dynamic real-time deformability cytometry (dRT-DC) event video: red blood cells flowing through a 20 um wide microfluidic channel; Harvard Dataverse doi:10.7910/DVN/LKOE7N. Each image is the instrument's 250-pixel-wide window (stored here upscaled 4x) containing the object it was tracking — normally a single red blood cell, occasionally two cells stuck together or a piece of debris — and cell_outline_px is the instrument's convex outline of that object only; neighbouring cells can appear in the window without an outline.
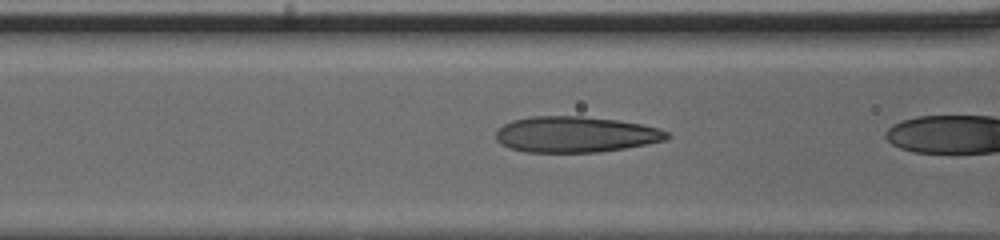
{"species": "human", "species_latin": "Homo sapiens", "temperature_condition": "cold", "stored_images_in_passage": 20, "camera_frame_rate_fps": 3000, "um_per_image_px": 0.085, "donor": {"sex": "male"}, "frame": {"image": 1, "passage_image": 19, "time_ms": 6.0, "image_size_px": [1000, 240], "cell_outline_px": [[672, 136], [664, 140], [648, 144], [600, 152], [524, 152], [508, 148], [500, 144], [496, 140], [496, 128], [512, 120], [532, 116], [584, 116], [616, 120], [640, 124], [660, 128], [668, 132]], "centroid_in_image_um": [48.89, 11.43], "position_along_channel_um": 117.7, "area_um2": 36.07}}